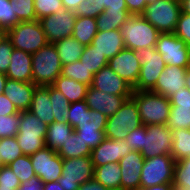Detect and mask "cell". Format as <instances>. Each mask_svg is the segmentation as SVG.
Segmentation results:
<instances>
[{
    "mask_svg": "<svg viewBox=\"0 0 190 190\" xmlns=\"http://www.w3.org/2000/svg\"><path fill=\"white\" fill-rule=\"evenodd\" d=\"M70 103L85 100L88 85L60 75L52 84Z\"/></svg>",
    "mask_w": 190,
    "mask_h": 190,
    "instance_id": "484cf974",
    "label": "cell"
},
{
    "mask_svg": "<svg viewBox=\"0 0 190 190\" xmlns=\"http://www.w3.org/2000/svg\"><path fill=\"white\" fill-rule=\"evenodd\" d=\"M62 65L78 61L85 50V45L80 44L76 39L66 37L53 43Z\"/></svg>",
    "mask_w": 190,
    "mask_h": 190,
    "instance_id": "83f0119b",
    "label": "cell"
},
{
    "mask_svg": "<svg viewBox=\"0 0 190 190\" xmlns=\"http://www.w3.org/2000/svg\"><path fill=\"white\" fill-rule=\"evenodd\" d=\"M7 79L6 74L0 73V95L4 94V86Z\"/></svg>",
    "mask_w": 190,
    "mask_h": 190,
    "instance_id": "be15d7a7",
    "label": "cell"
},
{
    "mask_svg": "<svg viewBox=\"0 0 190 190\" xmlns=\"http://www.w3.org/2000/svg\"><path fill=\"white\" fill-rule=\"evenodd\" d=\"M174 34L190 47V15L181 12Z\"/></svg>",
    "mask_w": 190,
    "mask_h": 190,
    "instance_id": "681fc988",
    "label": "cell"
},
{
    "mask_svg": "<svg viewBox=\"0 0 190 190\" xmlns=\"http://www.w3.org/2000/svg\"><path fill=\"white\" fill-rule=\"evenodd\" d=\"M175 163L176 161L172 155L144 158L140 187L147 188L161 184H172Z\"/></svg>",
    "mask_w": 190,
    "mask_h": 190,
    "instance_id": "ba28073f",
    "label": "cell"
},
{
    "mask_svg": "<svg viewBox=\"0 0 190 190\" xmlns=\"http://www.w3.org/2000/svg\"><path fill=\"white\" fill-rule=\"evenodd\" d=\"M23 155L22 149L18 145L15 137H7L0 139V164L9 165L16 158Z\"/></svg>",
    "mask_w": 190,
    "mask_h": 190,
    "instance_id": "8d00e7d4",
    "label": "cell"
},
{
    "mask_svg": "<svg viewBox=\"0 0 190 190\" xmlns=\"http://www.w3.org/2000/svg\"><path fill=\"white\" fill-rule=\"evenodd\" d=\"M125 48L137 51L155 47L160 32L142 15H131L121 28Z\"/></svg>",
    "mask_w": 190,
    "mask_h": 190,
    "instance_id": "277c9868",
    "label": "cell"
},
{
    "mask_svg": "<svg viewBox=\"0 0 190 190\" xmlns=\"http://www.w3.org/2000/svg\"><path fill=\"white\" fill-rule=\"evenodd\" d=\"M186 70L187 68L166 65L151 91L169 98L180 88L186 87Z\"/></svg>",
    "mask_w": 190,
    "mask_h": 190,
    "instance_id": "44dd1931",
    "label": "cell"
},
{
    "mask_svg": "<svg viewBox=\"0 0 190 190\" xmlns=\"http://www.w3.org/2000/svg\"><path fill=\"white\" fill-rule=\"evenodd\" d=\"M21 182L9 165H2L0 169V190H17Z\"/></svg>",
    "mask_w": 190,
    "mask_h": 190,
    "instance_id": "bcb514c9",
    "label": "cell"
},
{
    "mask_svg": "<svg viewBox=\"0 0 190 190\" xmlns=\"http://www.w3.org/2000/svg\"><path fill=\"white\" fill-rule=\"evenodd\" d=\"M155 49L166 65L190 67V47L174 33H160Z\"/></svg>",
    "mask_w": 190,
    "mask_h": 190,
    "instance_id": "8fae6325",
    "label": "cell"
},
{
    "mask_svg": "<svg viewBox=\"0 0 190 190\" xmlns=\"http://www.w3.org/2000/svg\"><path fill=\"white\" fill-rule=\"evenodd\" d=\"M90 45L108 60L125 48L123 35L120 29L104 32L98 31Z\"/></svg>",
    "mask_w": 190,
    "mask_h": 190,
    "instance_id": "603a6c76",
    "label": "cell"
},
{
    "mask_svg": "<svg viewBox=\"0 0 190 190\" xmlns=\"http://www.w3.org/2000/svg\"><path fill=\"white\" fill-rule=\"evenodd\" d=\"M43 186L44 182L38 176H34L21 183L17 190H43Z\"/></svg>",
    "mask_w": 190,
    "mask_h": 190,
    "instance_id": "9f6ffc18",
    "label": "cell"
},
{
    "mask_svg": "<svg viewBox=\"0 0 190 190\" xmlns=\"http://www.w3.org/2000/svg\"><path fill=\"white\" fill-rule=\"evenodd\" d=\"M181 12L190 15V0H180Z\"/></svg>",
    "mask_w": 190,
    "mask_h": 190,
    "instance_id": "6125c7cd",
    "label": "cell"
},
{
    "mask_svg": "<svg viewBox=\"0 0 190 190\" xmlns=\"http://www.w3.org/2000/svg\"><path fill=\"white\" fill-rule=\"evenodd\" d=\"M4 35V31L0 29V38Z\"/></svg>",
    "mask_w": 190,
    "mask_h": 190,
    "instance_id": "a7ac6f4b",
    "label": "cell"
},
{
    "mask_svg": "<svg viewBox=\"0 0 190 190\" xmlns=\"http://www.w3.org/2000/svg\"><path fill=\"white\" fill-rule=\"evenodd\" d=\"M20 113L15 105L7 98L5 94L0 95V115H11Z\"/></svg>",
    "mask_w": 190,
    "mask_h": 190,
    "instance_id": "11a10c76",
    "label": "cell"
},
{
    "mask_svg": "<svg viewBox=\"0 0 190 190\" xmlns=\"http://www.w3.org/2000/svg\"><path fill=\"white\" fill-rule=\"evenodd\" d=\"M20 113L0 115V139L15 137L18 133Z\"/></svg>",
    "mask_w": 190,
    "mask_h": 190,
    "instance_id": "b9f144b4",
    "label": "cell"
},
{
    "mask_svg": "<svg viewBox=\"0 0 190 190\" xmlns=\"http://www.w3.org/2000/svg\"><path fill=\"white\" fill-rule=\"evenodd\" d=\"M171 106L190 107V90L180 88L177 92L169 97Z\"/></svg>",
    "mask_w": 190,
    "mask_h": 190,
    "instance_id": "816d5d0a",
    "label": "cell"
},
{
    "mask_svg": "<svg viewBox=\"0 0 190 190\" xmlns=\"http://www.w3.org/2000/svg\"><path fill=\"white\" fill-rule=\"evenodd\" d=\"M74 13L77 16L97 18L102 12L99 10L98 0H82Z\"/></svg>",
    "mask_w": 190,
    "mask_h": 190,
    "instance_id": "c3c4849f",
    "label": "cell"
},
{
    "mask_svg": "<svg viewBox=\"0 0 190 190\" xmlns=\"http://www.w3.org/2000/svg\"><path fill=\"white\" fill-rule=\"evenodd\" d=\"M90 108L87 106L86 101H79V102H73L70 103L68 107V116L66 118V121L73 127L75 128L79 121H81L86 112Z\"/></svg>",
    "mask_w": 190,
    "mask_h": 190,
    "instance_id": "f6af8a7d",
    "label": "cell"
},
{
    "mask_svg": "<svg viewBox=\"0 0 190 190\" xmlns=\"http://www.w3.org/2000/svg\"><path fill=\"white\" fill-rule=\"evenodd\" d=\"M82 0H62V5L66 10L75 11Z\"/></svg>",
    "mask_w": 190,
    "mask_h": 190,
    "instance_id": "680465c9",
    "label": "cell"
},
{
    "mask_svg": "<svg viewBox=\"0 0 190 190\" xmlns=\"http://www.w3.org/2000/svg\"><path fill=\"white\" fill-rule=\"evenodd\" d=\"M172 140V130L167 125H144L143 149L140 153L144 158L171 155Z\"/></svg>",
    "mask_w": 190,
    "mask_h": 190,
    "instance_id": "7c38bea8",
    "label": "cell"
},
{
    "mask_svg": "<svg viewBox=\"0 0 190 190\" xmlns=\"http://www.w3.org/2000/svg\"><path fill=\"white\" fill-rule=\"evenodd\" d=\"M13 11L10 0H0V29L4 32L20 22Z\"/></svg>",
    "mask_w": 190,
    "mask_h": 190,
    "instance_id": "7bdbcfd3",
    "label": "cell"
},
{
    "mask_svg": "<svg viewBox=\"0 0 190 190\" xmlns=\"http://www.w3.org/2000/svg\"><path fill=\"white\" fill-rule=\"evenodd\" d=\"M4 34L17 50L33 54L48 44L39 20L19 22L6 30Z\"/></svg>",
    "mask_w": 190,
    "mask_h": 190,
    "instance_id": "5b68a950",
    "label": "cell"
},
{
    "mask_svg": "<svg viewBox=\"0 0 190 190\" xmlns=\"http://www.w3.org/2000/svg\"><path fill=\"white\" fill-rule=\"evenodd\" d=\"M61 8H63L62 0H34L37 20L57 13Z\"/></svg>",
    "mask_w": 190,
    "mask_h": 190,
    "instance_id": "ee69618b",
    "label": "cell"
},
{
    "mask_svg": "<svg viewBox=\"0 0 190 190\" xmlns=\"http://www.w3.org/2000/svg\"><path fill=\"white\" fill-rule=\"evenodd\" d=\"M172 184L190 188V157L176 161Z\"/></svg>",
    "mask_w": 190,
    "mask_h": 190,
    "instance_id": "60d3db41",
    "label": "cell"
},
{
    "mask_svg": "<svg viewBox=\"0 0 190 190\" xmlns=\"http://www.w3.org/2000/svg\"><path fill=\"white\" fill-rule=\"evenodd\" d=\"M62 174L58 180L63 190H78L79 186L94 179L91 156L62 159Z\"/></svg>",
    "mask_w": 190,
    "mask_h": 190,
    "instance_id": "9c48e42d",
    "label": "cell"
},
{
    "mask_svg": "<svg viewBox=\"0 0 190 190\" xmlns=\"http://www.w3.org/2000/svg\"><path fill=\"white\" fill-rule=\"evenodd\" d=\"M91 148L73 131L57 154L62 159L78 158L82 156H91Z\"/></svg>",
    "mask_w": 190,
    "mask_h": 190,
    "instance_id": "1f68e13d",
    "label": "cell"
},
{
    "mask_svg": "<svg viewBox=\"0 0 190 190\" xmlns=\"http://www.w3.org/2000/svg\"><path fill=\"white\" fill-rule=\"evenodd\" d=\"M167 126L171 130L190 128V107L171 106Z\"/></svg>",
    "mask_w": 190,
    "mask_h": 190,
    "instance_id": "74e56055",
    "label": "cell"
},
{
    "mask_svg": "<svg viewBox=\"0 0 190 190\" xmlns=\"http://www.w3.org/2000/svg\"><path fill=\"white\" fill-rule=\"evenodd\" d=\"M108 117L99 111L89 109L84 118L74 128V132L91 150L105 139V127Z\"/></svg>",
    "mask_w": 190,
    "mask_h": 190,
    "instance_id": "5bb4252c",
    "label": "cell"
},
{
    "mask_svg": "<svg viewBox=\"0 0 190 190\" xmlns=\"http://www.w3.org/2000/svg\"><path fill=\"white\" fill-rule=\"evenodd\" d=\"M125 3L131 15H141L147 6L146 0H125Z\"/></svg>",
    "mask_w": 190,
    "mask_h": 190,
    "instance_id": "db71d44e",
    "label": "cell"
},
{
    "mask_svg": "<svg viewBox=\"0 0 190 190\" xmlns=\"http://www.w3.org/2000/svg\"><path fill=\"white\" fill-rule=\"evenodd\" d=\"M77 15L72 10L61 8L57 13L45 16L39 20L48 43H54L66 37H71Z\"/></svg>",
    "mask_w": 190,
    "mask_h": 190,
    "instance_id": "4fadbf2b",
    "label": "cell"
},
{
    "mask_svg": "<svg viewBox=\"0 0 190 190\" xmlns=\"http://www.w3.org/2000/svg\"><path fill=\"white\" fill-rule=\"evenodd\" d=\"M107 66L132 88L136 86L141 68V60L136 51L128 48L122 49L108 60Z\"/></svg>",
    "mask_w": 190,
    "mask_h": 190,
    "instance_id": "2e32d148",
    "label": "cell"
},
{
    "mask_svg": "<svg viewBox=\"0 0 190 190\" xmlns=\"http://www.w3.org/2000/svg\"><path fill=\"white\" fill-rule=\"evenodd\" d=\"M28 110L35 114L47 126L54 122L53 108L49 95V85L36 86Z\"/></svg>",
    "mask_w": 190,
    "mask_h": 190,
    "instance_id": "d4e9b609",
    "label": "cell"
},
{
    "mask_svg": "<svg viewBox=\"0 0 190 190\" xmlns=\"http://www.w3.org/2000/svg\"><path fill=\"white\" fill-rule=\"evenodd\" d=\"M36 176L44 183L58 181L61 177L63 166L62 158L57 151L44 147L30 156Z\"/></svg>",
    "mask_w": 190,
    "mask_h": 190,
    "instance_id": "9a60e30c",
    "label": "cell"
},
{
    "mask_svg": "<svg viewBox=\"0 0 190 190\" xmlns=\"http://www.w3.org/2000/svg\"><path fill=\"white\" fill-rule=\"evenodd\" d=\"M73 131L74 128L67 121L59 123L54 121L47 127L45 146L58 151Z\"/></svg>",
    "mask_w": 190,
    "mask_h": 190,
    "instance_id": "f1b7e54d",
    "label": "cell"
},
{
    "mask_svg": "<svg viewBox=\"0 0 190 190\" xmlns=\"http://www.w3.org/2000/svg\"><path fill=\"white\" fill-rule=\"evenodd\" d=\"M47 125L35 114L20 111V121L16 139L24 155L31 156L45 147Z\"/></svg>",
    "mask_w": 190,
    "mask_h": 190,
    "instance_id": "3957f363",
    "label": "cell"
},
{
    "mask_svg": "<svg viewBox=\"0 0 190 190\" xmlns=\"http://www.w3.org/2000/svg\"><path fill=\"white\" fill-rule=\"evenodd\" d=\"M129 98H131V96L108 94L89 86L85 101L90 109L99 111L109 117L117 112Z\"/></svg>",
    "mask_w": 190,
    "mask_h": 190,
    "instance_id": "d6986e66",
    "label": "cell"
},
{
    "mask_svg": "<svg viewBox=\"0 0 190 190\" xmlns=\"http://www.w3.org/2000/svg\"><path fill=\"white\" fill-rule=\"evenodd\" d=\"M94 179L109 190H121L120 164L111 162L94 167Z\"/></svg>",
    "mask_w": 190,
    "mask_h": 190,
    "instance_id": "4316f807",
    "label": "cell"
},
{
    "mask_svg": "<svg viewBox=\"0 0 190 190\" xmlns=\"http://www.w3.org/2000/svg\"><path fill=\"white\" fill-rule=\"evenodd\" d=\"M121 168V190H138L144 165V156L139 151L131 152L119 161Z\"/></svg>",
    "mask_w": 190,
    "mask_h": 190,
    "instance_id": "ac0fdd59",
    "label": "cell"
},
{
    "mask_svg": "<svg viewBox=\"0 0 190 190\" xmlns=\"http://www.w3.org/2000/svg\"><path fill=\"white\" fill-rule=\"evenodd\" d=\"M78 190H109L107 187L96 181L95 179H91L83 184H81Z\"/></svg>",
    "mask_w": 190,
    "mask_h": 190,
    "instance_id": "6f0895ef",
    "label": "cell"
},
{
    "mask_svg": "<svg viewBox=\"0 0 190 190\" xmlns=\"http://www.w3.org/2000/svg\"><path fill=\"white\" fill-rule=\"evenodd\" d=\"M171 155L175 161L190 157V129L172 130Z\"/></svg>",
    "mask_w": 190,
    "mask_h": 190,
    "instance_id": "d6a6232c",
    "label": "cell"
},
{
    "mask_svg": "<svg viewBox=\"0 0 190 190\" xmlns=\"http://www.w3.org/2000/svg\"><path fill=\"white\" fill-rule=\"evenodd\" d=\"M9 167L16 174L21 183L28 181L31 177L36 176L31 164L30 156L24 154L9 164Z\"/></svg>",
    "mask_w": 190,
    "mask_h": 190,
    "instance_id": "f35d334b",
    "label": "cell"
},
{
    "mask_svg": "<svg viewBox=\"0 0 190 190\" xmlns=\"http://www.w3.org/2000/svg\"><path fill=\"white\" fill-rule=\"evenodd\" d=\"M6 76L11 80L32 82V54L14 48Z\"/></svg>",
    "mask_w": 190,
    "mask_h": 190,
    "instance_id": "cb8c5ba5",
    "label": "cell"
},
{
    "mask_svg": "<svg viewBox=\"0 0 190 190\" xmlns=\"http://www.w3.org/2000/svg\"><path fill=\"white\" fill-rule=\"evenodd\" d=\"M79 60L93 75L108 64V59L97 50H94L91 45L85 47Z\"/></svg>",
    "mask_w": 190,
    "mask_h": 190,
    "instance_id": "e575fe53",
    "label": "cell"
},
{
    "mask_svg": "<svg viewBox=\"0 0 190 190\" xmlns=\"http://www.w3.org/2000/svg\"><path fill=\"white\" fill-rule=\"evenodd\" d=\"M49 95L53 108L54 121L65 122L68 116V107L70 102L68 99L52 85H49Z\"/></svg>",
    "mask_w": 190,
    "mask_h": 190,
    "instance_id": "836d02e7",
    "label": "cell"
},
{
    "mask_svg": "<svg viewBox=\"0 0 190 190\" xmlns=\"http://www.w3.org/2000/svg\"><path fill=\"white\" fill-rule=\"evenodd\" d=\"M185 80H186L185 85L190 90V67L187 68L186 70Z\"/></svg>",
    "mask_w": 190,
    "mask_h": 190,
    "instance_id": "e7e4bbea",
    "label": "cell"
},
{
    "mask_svg": "<svg viewBox=\"0 0 190 190\" xmlns=\"http://www.w3.org/2000/svg\"><path fill=\"white\" fill-rule=\"evenodd\" d=\"M131 17L128 9L107 10L105 9L97 18L98 31H110L120 29L122 24Z\"/></svg>",
    "mask_w": 190,
    "mask_h": 190,
    "instance_id": "4dcf8cb0",
    "label": "cell"
},
{
    "mask_svg": "<svg viewBox=\"0 0 190 190\" xmlns=\"http://www.w3.org/2000/svg\"><path fill=\"white\" fill-rule=\"evenodd\" d=\"M131 150L125 139L105 138L96 148L92 149L91 160L94 167L111 162L119 163L120 159L128 155Z\"/></svg>",
    "mask_w": 190,
    "mask_h": 190,
    "instance_id": "e0dca14e",
    "label": "cell"
},
{
    "mask_svg": "<svg viewBox=\"0 0 190 190\" xmlns=\"http://www.w3.org/2000/svg\"><path fill=\"white\" fill-rule=\"evenodd\" d=\"M91 86L97 90L114 95L131 96L133 92V88L109 66L103 67L94 74Z\"/></svg>",
    "mask_w": 190,
    "mask_h": 190,
    "instance_id": "ffe728a7",
    "label": "cell"
},
{
    "mask_svg": "<svg viewBox=\"0 0 190 190\" xmlns=\"http://www.w3.org/2000/svg\"><path fill=\"white\" fill-rule=\"evenodd\" d=\"M99 1V10L103 12L107 10H119L127 9L125 0H98Z\"/></svg>",
    "mask_w": 190,
    "mask_h": 190,
    "instance_id": "f5cc1de1",
    "label": "cell"
},
{
    "mask_svg": "<svg viewBox=\"0 0 190 190\" xmlns=\"http://www.w3.org/2000/svg\"><path fill=\"white\" fill-rule=\"evenodd\" d=\"M97 32L96 18L77 16L72 37L80 44L85 46L90 45Z\"/></svg>",
    "mask_w": 190,
    "mask_h": 190,
    "instance_id": "f546056e",
    "label": "cell"
},
{
    "mask_svg": "<svg viewBox=\"0 0 190 190\" xmlns=\"http://www.w3.org/2000/svg\"><path fill=\"white\" fill-rule=\"evenodd\" d=\"M172 190H190V188H183L182 185L172 184Z\"/></svg>",
    "mask_w": 190,
    "mask_h": 190,
    "instance_id": "03108f58",
    "label": "cell"
},
{
    "mask_svg": "<svg viewBox=\"0 0 190 190\" xmlns=\"http://www.w3.org/2000/svg\"><path fill=\"white\" fill-rule=\"evenodd\" d=\"M138 190H172V184H161L147 188L140 187Z\"/></svg>",
    "mask_w": 190,
    "mask_h": 190,
    "instance_id": "91938a15",
    "label": "cell"
},
{
    "mask_svg": "<svg viewBox=\"0 0 190 190\" xmlns=\"http://www.w3.org/2000/svg\"><path fill=\"white\" fill-rule=\"evenodd\" d=\"M131 98L137 104L142 125H167L171 108L169 98L152 91H133Z\"/></svg>",
    "mask_w": 190,
    "mask_h": 190,
    "instance_id": "6da1fadb",
    "label": "cell"
},
{
    "mask_svg": "<svg viewBox=\"0 0 190 190\" xmlns=\"http://www.w3.org/2000/svg\"><path fill=\"white\" fill-rule=\"evenodd\" d=\"M10 4L20 22L37 20L34 0H10Z\"/></svg>",
    "mask_w": 190,
    "mask_h": 190,
    "instance_id": "ab89813d",
    "label": "cell"
},
{
    "mask_svg": "<svg viewBox=\"0 0 190 190\" xmlns=\"http://www.w3.org/2000/svg\"><path fill=\"white\" fill-rule=\"evenodd\" d=\"M62 73V62L53 43L32 54V83L52 85Z\"/></svg>",
    "mask_w": 190,
    "mask_h": 190,
    "instance_id": "7a4b0ae2",
    "label": "cell"
},
{
    "mask_svg": "<svg viewBox=\"0 0 190 190\" xmlns=\"http://www.w3.org/2000/svg\"><path fill=\"white\" fill-rule=\"evenodd\" d=\"M142 126L136 102L129 98L117 112L109 116L105 127V138L111 140L125 139L128 131Z\"/></svg>",
    "mask_w": 190,
    "mask_h": 190,
    "instance_id": "8992f818",
    "label": "cell"
},
{
    "mask_svg": "<svg viewBox=\"0 0 190 190\" xmlns=\"http://www.w3.org/2000/svg\"><path fill=\"white\" fill-rule=\"evenodd\" d=\"M14 50L13 44L4 34L0 38V73L6 74L10 65L11 55Z\"/></svg>",
    "mask_w": 190,
    "mask_h": 190,
    "instance_id": "7dc6e473",
    "label": "cell"
},
{
    "mask_svg": "<svg viewBox=\"0 0 190 190\" xmlns=\"http://www.w3.org/2000/svg\"><path fill=\"white\" fill-rule=\"evenodd\" d=\"M180 13V0H156L141 15L160 33H174Z\"/></svg>",
    "mask_w": 190,
    "mask_h": 190,
    "instance_id": "52a82bcc",
    "label": "cell"
},
{
    "mask_svg": "<svg viewBox=\"0 0 190 190\" xmlns=\"http://www.w3.org/2000/svg\"><path fill=\"white\" fill-rule=\"evenodd\" d=\"M36 86L32 82L7 79L4 86V94L19 112L27 111L30 108Z\"/></svg>",
    "mask_w": 190,
    "mask_h": 190,
    "instance_id": "7402d4cb",
    "label": "cell"
},
{
    "mask_svg": "<svg viewBox=\"0 0 190 190\" xmlns=\"http://www.w3.org/2000/svg\"><path fill=\"white\" fill-rule=\"evenodd\" d=\"M125 141L132 150L141 152L143 149L144 141V125L128 131V135L125 137Z\"/></svg>",
    "mask_w": 190,
    "mask_h": 190,
    "instance_id": "f907efd6",
    "label": "cell"
},
{
    "mask_svg": "<svg viewBox=\"0 0 190 190\" xmlns=\"http://www.w3.org/2000/svg\"><path fill=\"white\" fill-rule=\"evenodd\" d=\"M43 190H63L58 181L44 183Z\"/></svg>",
    "mask_w": 190,
    "mask_h": 190,
    "instance_id": "94428289",
    "label": "cell"
},
{
    "mask_svg": "<svg viewBox=\"0 0 190 190\" xmlns=\"http://www.w3.org/2000/svg\"><path fill=\"white\" fill-rule=\"evenodd\" d=\"M61 75L80 83H84L88 86L92 85L94 77V75L88 71L84 64H81L80 60L67 65H62Z\"/></svg>",
    "mask_w": 190,
    "mask_h": 190,
    "instance_id": "d590c367",
    "label": "cell"
},
{
    "mask_svg": "<svg viewBox=\"0 0 190 190\" xmlns=\"http://www.w3.org/2000/svg\"><path fill=\"white\" fill-rule=\"evenodd\" d=\"M156 0H146V4L149 5L151 3H154Z\"/></svg>",
    "mask_w": 190,
    "mask_h": 190,
    "instance_id": "003e7915",
    "label": "cell"
},
{
    "mask_svg": "<svg viewBox=\"0 0 190 190\" xmlns=\"http://www.w3.org/2000/svg\"><path fill=\"white\" fill-rule=\"evenodd\" d=\"M136 52L141 60V68L133 91H151L155 87L166 64L155 47L138 49Z\"/></svg>",
    "mask_w": 190,
    "mask_h": 190,
    "instance_id": "30bf717a",
    "label": "cell"
}]
</instances>
